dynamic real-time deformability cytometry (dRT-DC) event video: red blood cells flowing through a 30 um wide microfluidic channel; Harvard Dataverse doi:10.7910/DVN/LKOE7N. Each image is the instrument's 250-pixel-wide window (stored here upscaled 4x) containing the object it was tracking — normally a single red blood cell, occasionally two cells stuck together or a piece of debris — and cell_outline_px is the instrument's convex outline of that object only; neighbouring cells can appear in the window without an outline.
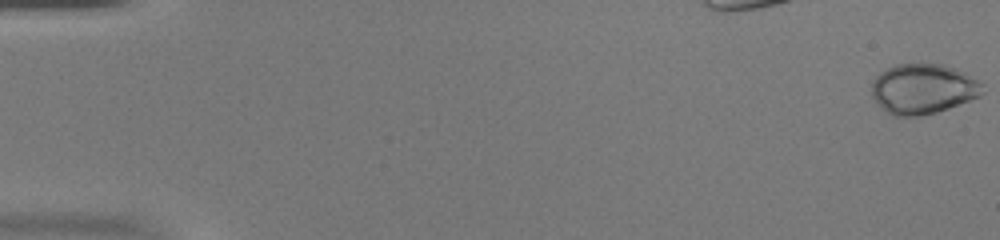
{"species": "common noctule bat (a hibernating species)", "species_latin": "Nyctalus noctula", "temperature_condition": "warm", "stored_images_in_passage": 20, "camera_frame_rate_fps": 3000, "um_per_image_px": 0.085, "animal": {"sex": "female", "body_mass_g": 20.0, "forearm_length_mm": 54.0}, "frame": {"image": 1, "passage_image": 1, "time_ms": 0.0, "image_size_px": [1000, 240], "cell_outline_px": [[984, 92], [980, 96], [948, 108], [936, 112], [920, 116], [892, 116], [880, 108], [872, 96], [872, 80], [880, 72], [896, 64], [920, 60], [944, 64], [956, 68], [964, 72], [984, 84]], "centroid_in_image_um": [78.45, 7.51], "position_along_channel_um": 6.6, "area_um2": 33.29}}